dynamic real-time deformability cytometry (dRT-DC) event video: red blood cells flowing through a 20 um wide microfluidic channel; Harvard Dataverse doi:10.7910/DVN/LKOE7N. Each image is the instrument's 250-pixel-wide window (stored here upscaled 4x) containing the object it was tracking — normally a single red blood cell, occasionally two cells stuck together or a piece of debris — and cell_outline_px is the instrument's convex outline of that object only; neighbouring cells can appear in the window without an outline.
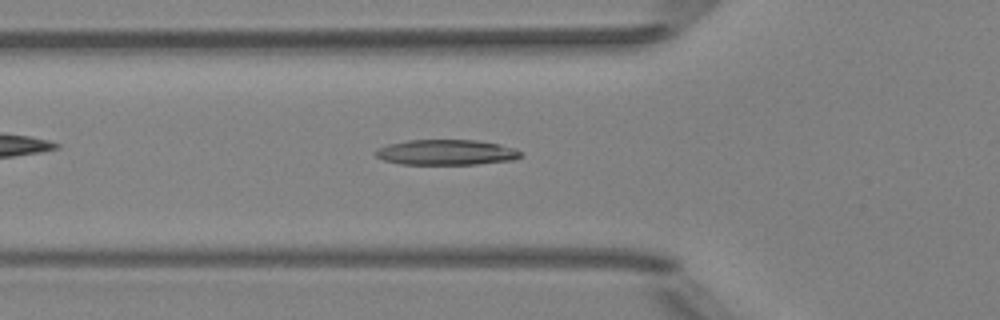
{"species": "Egyptian fruit bat (a non-hibernating species)", "species_latin": "Rousettus aegyptiacus", "temperature_condition": "room temperature", "stored_images_in_passage": 38, "camera_frame_rate_fps": 3000, "um_per_image_px": 0.085, "animal": {"sex": "female"}, "frame": {"image": 1, "passage_image": 6, "time_ms": 1.667, "image_size_px": [1000, 320], "cell_outline_px": [[520, 156], [512, 160], [476, 164], [400, 164], [384, 160], [376, 156], [372, 152], [376, 148], [388, 144], [408, 140], [476, 140], [500, 144], [516, 148], [520, 152]], "centroid_in_image_um": [37.88, 12.94], "position_along_channel_um": 87.9, "area_um2": 21.5}}
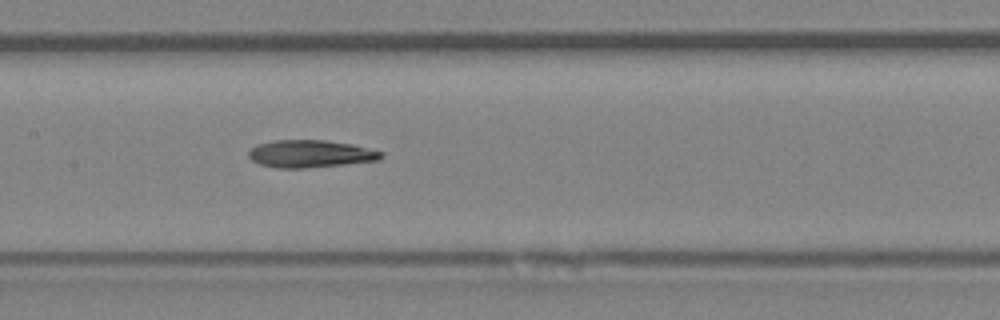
{"frame": {"image": 2, "passage_image": 13, "time_ms": 4.0, "image_size_px": [1000, 320], "cell_outline_px": [[384, 156], [380, 160], [344, 164], [304, 168], [276, 168], [260, 164], [252, 160], [248, 156], [248, 152], [256, 144], [272, 140], [324, 140], [352, 144], [384, 152]], "centroid_in_image_um": [26.38, 13.07], "position_along_channel_um": 181.0, "area_um2": 21.27}}
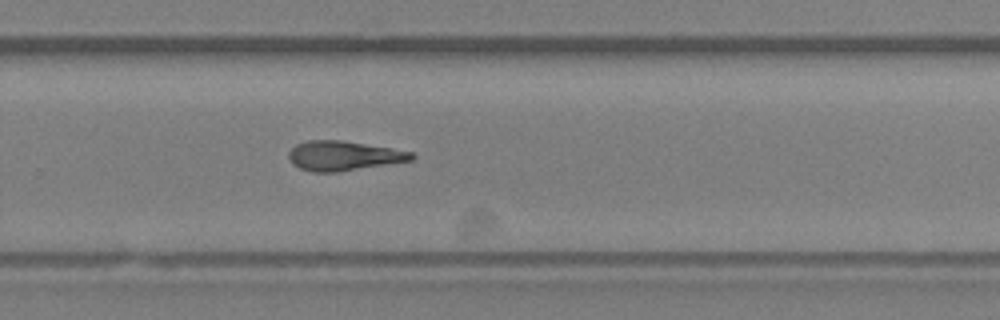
{"frame": {"image": 3, "passage_image": 22, "time_ms": 7.0, "image_size_px": [1000, 320], "cell_outline_px": [[416, 156], [412, 160], [336, 172], [312, 172], [300, 168], [292, 164], [288, 156], [288, 152], [296, 144], [308, 140], [340, 140], [392, 148], [412, 152]], "centroid_in_image_um": [29.17, 13.24], "position_along_channel_um": 300.6, "area_um2": 21.04}}